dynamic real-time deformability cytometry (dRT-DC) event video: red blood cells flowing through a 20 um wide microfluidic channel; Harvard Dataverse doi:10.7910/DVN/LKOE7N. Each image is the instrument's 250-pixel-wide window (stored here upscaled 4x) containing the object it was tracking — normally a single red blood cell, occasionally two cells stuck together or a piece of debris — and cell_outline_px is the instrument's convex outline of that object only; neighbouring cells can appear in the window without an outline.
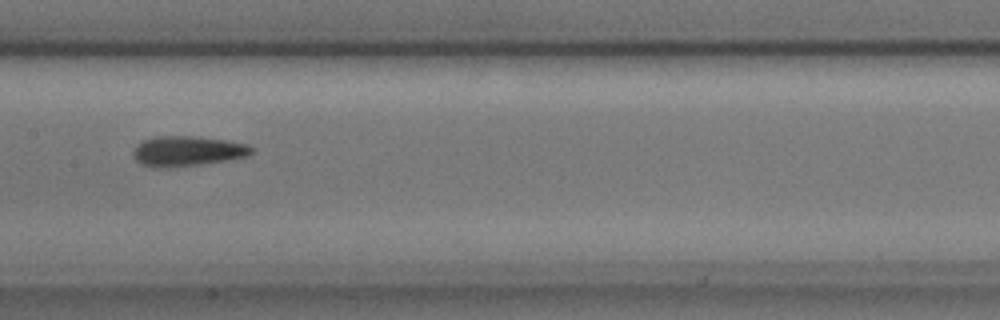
{"species": "common noctule bat (a hibernating species)", "species_latin": "Nyctalus noctula", "temperature_condition": "cold", "stored_images_in_passage": 40, "camera_frame_rate_fps": 3000, "um_per_image_px": 0.085, "animal": {"sex": "male", "body_mass_g": 17.9, "forearm_length_mm": 54.2}, "frame": {"image": 1, "passage_image": 12, "time_ms": 3.667, "image_size_px": [1000, 320], "cell_outline_px": [[256, 148], [248, 156], [228, 160], [204, 164], [168, 168], [152, 168], [140, 164], [132, 156], [132, 152], [144, 140], [156, 136], [192, 136], [224, 140], [248, 144]], "centroid_in_image_um": [15.94, 12.86], "position_along_channel_um": 191.5, "area_um2": 20.98}}
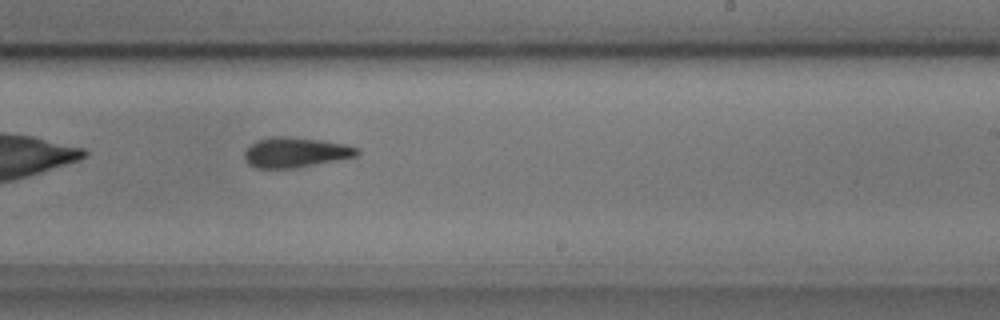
{"frame": {"image": 2, "passage_image": 18, "time_ms": 5.667, "image_size_px": [1000, 320], "cell_outline_px": [[360, 152], [356, 156], [336, 160], [292, 168], [256, 168], [248, 164], [244, 160], [244, 152], [256, 140], [272, 136], [284, 136], [320, 140], [348, 144], [360, 148]], "centroid_in_image_um": [25.11, 12.94], "position_along_channel_um": 263.9, "area_um2": 19.71}}
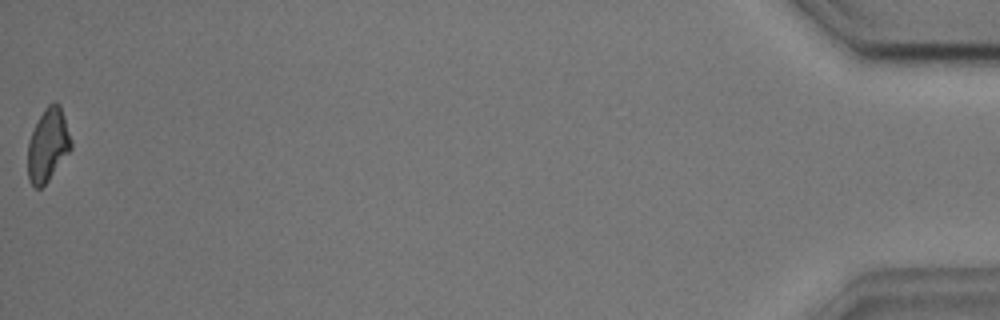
{"frame": {"image": 3, "passage_image": 40, "time_ms": 13.0, "image_size_px": [1000, 320], "cell_outline_px": [[72, 148], [48, 180], [40, 188], [36, 188], [28, 180], [28, 140], [44, 108], [52, 100], [56, 100], [60, 104], [72, 140]], "centroid_in_image_um": [4.08, 12.28], "position_along_channel_um": 431.1, "area_um2": 18.38}, "authors_computed_cell_mechanics": {"area_um2": 19.7098, "velocity_mm_per_s": 3.6397, "shape_relaxation_time_tau1_ms": 3.7723, "shape_relaxation_time_tau2_ms": 5.8469, "deformation_change_tau1": 0.1029, "deformation_change_tau2": 0.129}}